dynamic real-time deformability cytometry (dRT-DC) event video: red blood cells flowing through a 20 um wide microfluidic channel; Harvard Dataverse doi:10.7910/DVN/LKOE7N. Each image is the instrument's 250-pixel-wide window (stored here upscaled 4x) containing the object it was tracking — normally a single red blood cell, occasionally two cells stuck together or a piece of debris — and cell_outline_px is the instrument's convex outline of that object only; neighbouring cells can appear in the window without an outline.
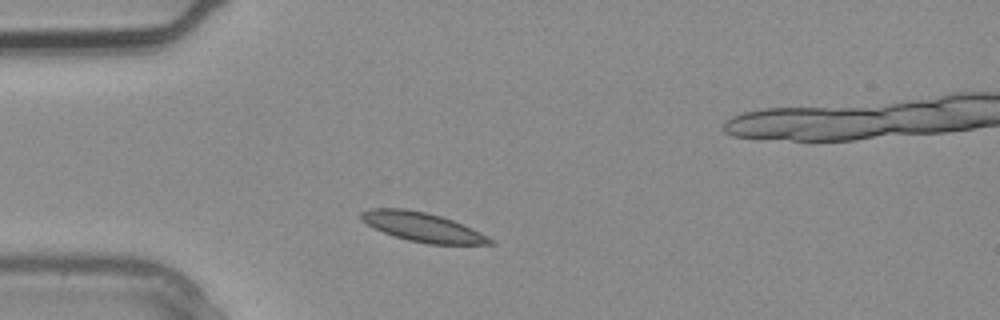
{"species": "common noctule bat (a hibernating species)", "species_latin": "Nyctalus noctula", "temperature_condition": "warm", "stored_images_in_passage": 2, "camera_frame_rate_fps": 3000, "um_per_image_px": 0.085, "animal": {"sex": "male", "body_mass_g": 20.4}, "frame": {"image": 1, "passage_image": 1, "time_ms": 0.0, "image_size_px": [1000, 320], "cell_outline_px": [[496, 244], [428, 244], [408, 240], [384, 232], [360, 220], [360, 212], [372, 208], [404, 208], [428, 212], [452, 220], [472, 228], [488, 236]], "centroid_in_image_um": [35.91, 19.29], "position_along_channel_um": 49.1, "area_um2": 21.73}}